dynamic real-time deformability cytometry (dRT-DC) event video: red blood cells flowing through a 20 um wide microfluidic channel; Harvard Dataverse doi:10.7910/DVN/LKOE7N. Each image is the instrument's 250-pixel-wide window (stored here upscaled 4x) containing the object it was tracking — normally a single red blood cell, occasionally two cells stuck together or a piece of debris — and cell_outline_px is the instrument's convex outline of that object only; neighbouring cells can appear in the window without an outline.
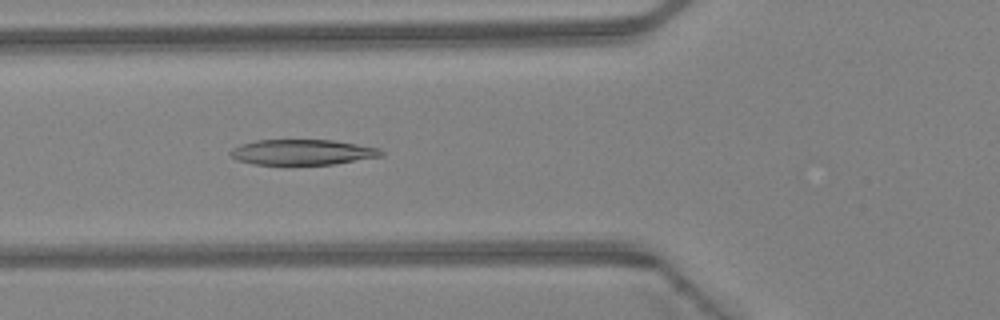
{"species": "Egyptian fruit bat (a non-hibernating species)", "species_latin": "Rousettus aegyptiacus", "temperature_condition": "warm", "stored_images_in_passage": 46, "camera_frame_rate_fps": 3000, "um_per_image_px": 0.085, "animal": {"sex": "female"}, "frame": {"image": 1, "passage_image": 17, "time_ms": 5.333, "image_size_px": [1000, 320], "cell_outline_px": [[384, 156], [332, 164], [252, 164], [236, 160], [228, 152], [232, 148], [240, 144], [256, 140], [332, 140], [380, 148], [384, 152]], "centroid_in_image_um": [25.69, 12.93], "position_along_channel_um": 100.1, "area_um2": 22.31}}
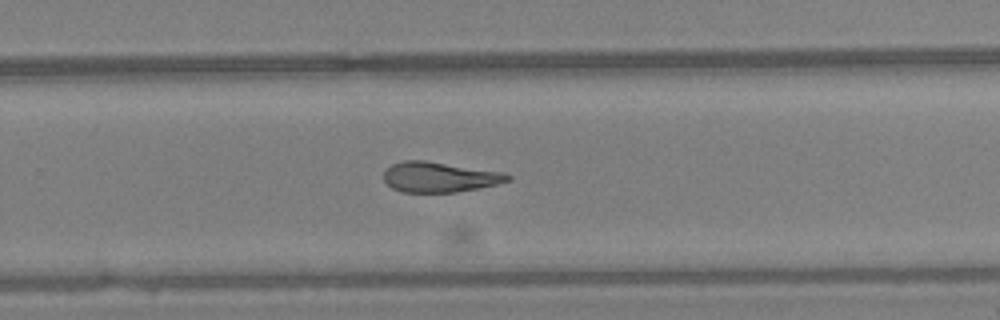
{"frame": {"image": 2, "passage_image": 30, "time_ms": 9.667, "image_size_px": [1000, 320], "cell_outline_px": [[512, 180], [480, 188], [456, 192], [400, 192], [392, 188], [384, 180], [384, 172], [392, 164], [404, 160], [424, 160], [504, 172], [512, 176]], "centroid_in_image_um": [37.38, 15.05], "position_along_channel_um": 292.4, "area_um2": 21.91}}
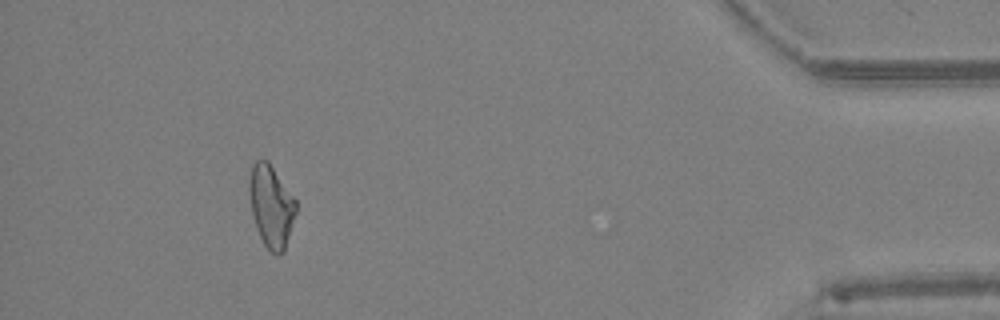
{"frame": {"image": 3, "passage_image": 42, "time_ms": 13.667, "image_size_px": [1000, 320], "cell_outline_px": [[296, 212], [284, 252], [280, 256], [276, 256], [264, 244], [256, 228], [252, 216], [248, 184], [252, 164], [256, 160], [268, 160], [296, 200]], "centroid_in_image_um": [23.04, 17.53], "position_along_channel_um": 412.2, "area_um2": 22.37}, "authors_computed_cell_mechanics": {"area_um2": 23.0622, "velocity_mm_per_s": 4.4498, "shape_relaxation_time_tau1_ms": 7.0316, "shape_relaxation_time_tau2_ms": 3.667, "deformation_change_tau1": 0.1992, "deformation_change_tau2": 0.1178}}